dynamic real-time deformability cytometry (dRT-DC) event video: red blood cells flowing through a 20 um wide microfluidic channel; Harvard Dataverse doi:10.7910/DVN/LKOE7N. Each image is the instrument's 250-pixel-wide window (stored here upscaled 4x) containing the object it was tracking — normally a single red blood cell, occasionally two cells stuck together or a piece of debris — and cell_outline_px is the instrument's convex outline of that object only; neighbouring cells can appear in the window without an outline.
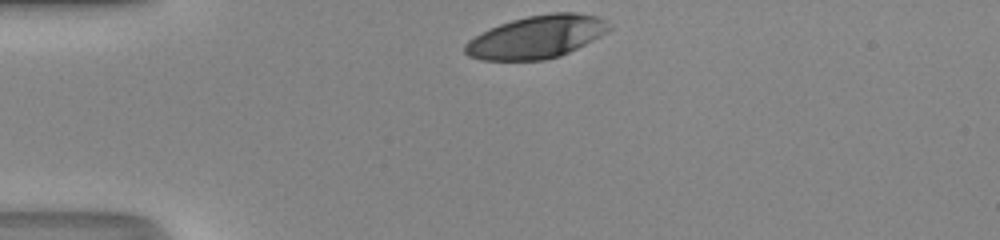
{"species": "human", "species_latin": "Homo sapiens", "temperature_condition": "room temperature", "stored_images_in_passage": 29, "camera_frame_rate_fps": 3000, "um_per_image_px": 0.085, "donor": {"sex": "male"}, "frame": {"image": 1, "passage_image": 1, "time_ms": 0.0, "image_size_px": [1000, 240], "cell_outline_px": [[612, 28], [608, 32], [560, 56], [544, 60], [480, 60], [468, 56], [464, 52], [464, 44], [468, 40], [500, 24], [512, 20], [528, 16], [552, 12], [576, 12], [600, 16], [612, 24]], "centroid_in_image_um": [45.65, 3.13], "position_along_channel_um": 39.3, "area_um2": 35.89}}
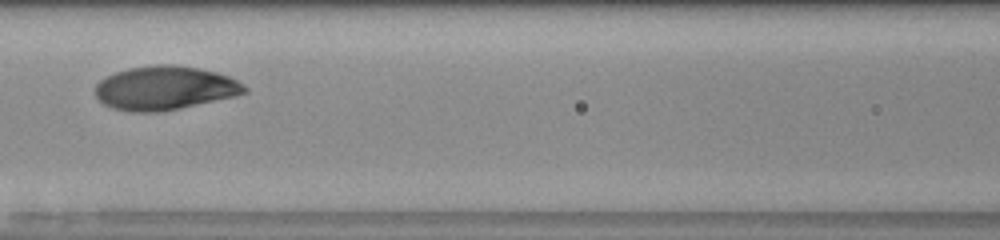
{"frame": {"image": 2, "passage_image": 12, "time_ms": 3.667, "image_size_px": [1000, 240], "cell_outline_px": [[248, 92], [236, 96], [180, 108], [156, 112], [132, 112], [112, 108], [104, 104], [96, 96], [96, 84], [100, 80], [116, 72], [128, 68], [156, 64], [172, 64], [200, 68], [216, 72], [228, 76], [244, 84], [248, 88]], "centroid_in_image_um": [14.03, 7.48], "position_along_channel_um": 152.6, "area_um2": 38.15}}
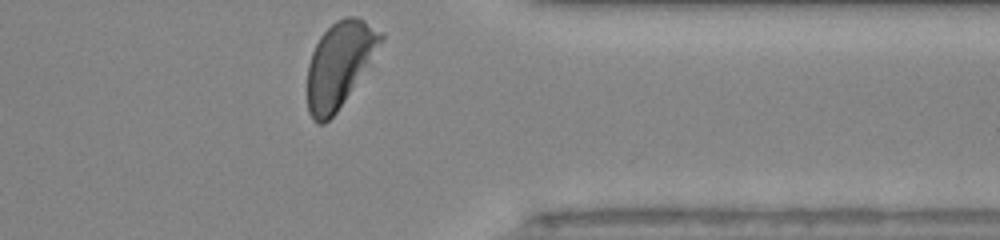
{"frame": {"image": 3, "passage_image": 29, "time_ms": 9.333, "image_size_px": [1000, 240], "cell_outline_px": [[384, 40], [336, 112], [324, 124], [316, 124], [312, 120], [308, 112], [308, 64], [312, 52], [320, 36], [336, 20], [348, 16], [356, 16], [364, 20], [384, 32]], "centroid_in_image_um": [28.84, 5.45], "position_along_channel_um": 382.6, "area_um2": 35.89}, "authors_computed_cell_mechanics": {"area_um2": 37.8012, "velocity_mm_per_s": 4.1978, "shape_relaxation_time_tau1_ms": 2.6249, "shape_relaxation_time_tau2_ms": null, "deformation_change_tau1": 0.1544, "deformation_change_tau2": null}}